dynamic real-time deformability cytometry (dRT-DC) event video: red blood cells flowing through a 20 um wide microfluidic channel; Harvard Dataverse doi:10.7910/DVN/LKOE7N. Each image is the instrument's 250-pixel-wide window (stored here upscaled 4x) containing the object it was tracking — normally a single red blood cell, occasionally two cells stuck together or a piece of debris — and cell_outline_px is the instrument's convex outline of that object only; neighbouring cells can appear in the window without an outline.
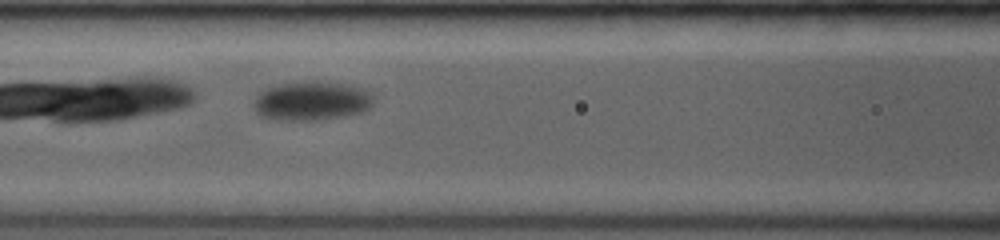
{"species": "common noctule bat (a hibernating species)", "species_latin": "Nyctalus noctula", "temperature_condition": "room temperature", "stored_images_in_passage": 7, "camera_frame_rate_fps": 3500, "um_per_image_px": 0.085, "animal": {"sex": "female", "body_mass_g": 19.0, "forearm_length_mm": 53.3}, "frame": {"image": 1, "passage_image": 6, "time_ms": 3.143, "image_size_px": [1000, 240], "cell_outline_px": [[372, 104], [368, 108], [360, 112], [340, 116], [316, 120], [280, 120], [260, 116], [256, 112], [252, 104], [256, 96], [264, 88], [280, 84], [304, 80], [316, 80], [348, 84], [360, 88], [368, 92], [372, 96]], "centroid_in_image_um": [26.42, 8.55], "position_along_channel_um": 140.2, "area_um2": 27.4}}